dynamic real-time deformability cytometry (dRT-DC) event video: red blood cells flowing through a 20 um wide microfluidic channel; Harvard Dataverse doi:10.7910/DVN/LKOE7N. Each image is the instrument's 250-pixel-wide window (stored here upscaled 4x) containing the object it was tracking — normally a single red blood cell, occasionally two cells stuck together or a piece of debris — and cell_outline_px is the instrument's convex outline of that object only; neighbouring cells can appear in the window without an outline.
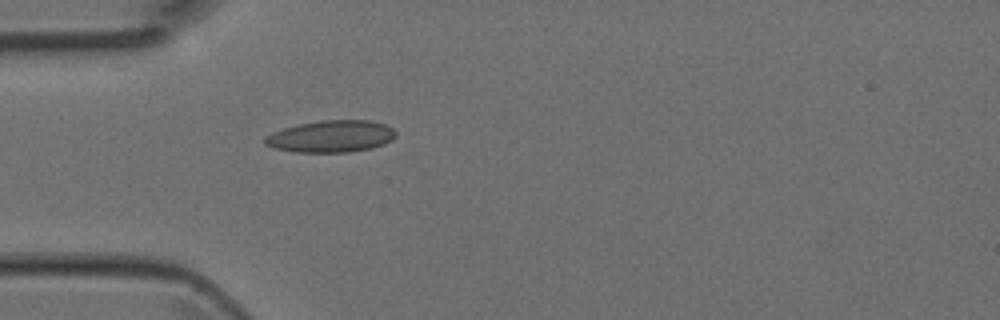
{"species": "Egyptian fruit bat (a non-hibernating species)", "species_latin": "Rousettus aegyptiacus", "temperature_condition": "room temperature", "stored_images_in_passage": 1, "camera_frame_rate_fps": 3000, "um_per_image_px": 0.085, "animal": {"sex": "female"}, "frame": {"image": 1, "passage_image": 1, "time_ms": 0.0, "image_size_px": [1000, 320], "cell_outline_px": [[396, 136], [392, 140], [384, 144], [372, 148], [348, 152], [296, 152], [276, 148], [264, 144], [264, 136], [272, 132], [284, 128], [300, 124], [320, 120], [368, 120], [384, 124], [392, 128], [396, 132]], "centroid_in_image_um": [28.15, 11.59], "position_along_channel_um": 56.9, "area_um2": 24.33}}